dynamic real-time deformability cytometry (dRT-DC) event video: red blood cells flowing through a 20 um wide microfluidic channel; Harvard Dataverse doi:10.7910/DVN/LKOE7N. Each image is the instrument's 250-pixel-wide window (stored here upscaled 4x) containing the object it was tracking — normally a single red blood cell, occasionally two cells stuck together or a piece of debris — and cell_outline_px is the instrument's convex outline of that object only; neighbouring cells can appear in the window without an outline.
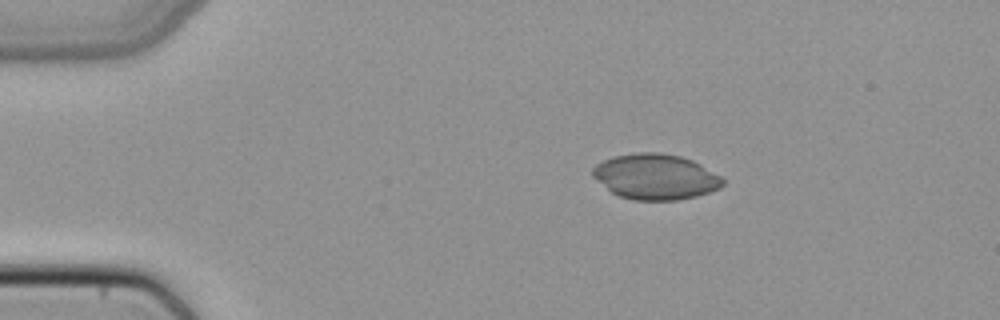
{"species": "common noctule bat (a hibernating species)", "species_latin": "Nyctalus noctula", "temperature_condition": "cold", "stored_images_in_passage": 41, "camera_frame_rate_fps": 3000, "um_per_image_px": 0.085, "animal": {"sex": "female", "body_mass_g": 22.7, "forearm_length_mm": 54.2}, "frame": {"image": 1, "passage_image": 1, "time_ms": 0.0, "image_size_px": [1000, 320], "cell_outline_px": [[724, 184], [720, 188], [696, 196], [676, 200], [632, 200], [620, 196], [612, 192], [592, 176], [592, 168], [596, 164], [612, 156], [636, 152], [660, 152], [680, 156], [692, 160], [700, 164], [720, 176], [724, 180]], "centroid_in_image_um": [55.71, 15.01], "position_along_channel_um": 29.3, "area_um2": 34.45}}
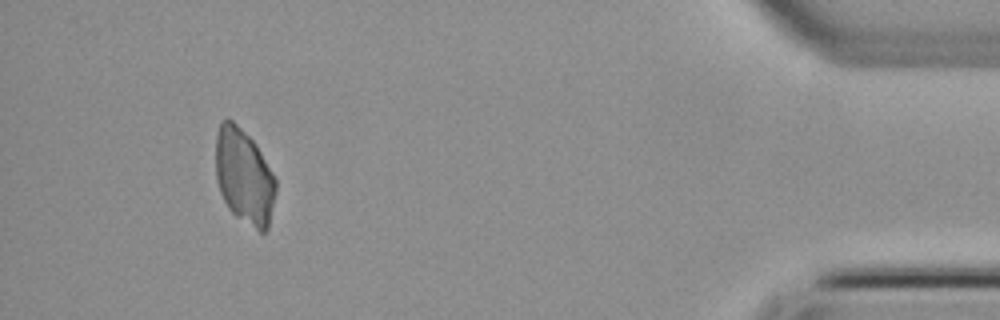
{"frame": {"image": 2, "passage_image": 38, "time_ms": 12.333, "image_size_px": [1000, 320], "cell_outline_px": [[276, 192], [268, 228], [264, 232], [260, 232], [236, 216], [228, 208], [220, 192], [216, 180], [216, 136], [220, 120], [228, 116], [256, 144], [276, 176]], "centroid_in_image_um": [20.75, 14.98], "position_along_channel_um": 414.4, "area_um2": 33.58}}